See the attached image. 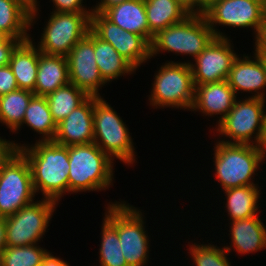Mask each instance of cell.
<instances>
[{
	"mask_svg": "<svg viewBox=\"0 0 266 266\" xmlns=\"http://www.w3.org/2000/svg\"><path fill=\"white\" fill-rule=\"evenodd\" d=\"M28 147L20 145L18 150L30 165L35 194L40 190L44 199L58 202L68 192L69 146L38 141Z\"/></svg>",
	"mask_w": 266,
	"mask_h": 266,
	"instance_id": "obj_1",
	"label": "cell"
},
{
	"mask_svg": "<svg viewBox=\"0 0 266 266\" xmlns=\"http://www.w3.org/2000/svg\"><path fill=\"white\" fill-rule=\"evenodd\" d=\"M112 161L95 143L69 146L68 192L108 188L114 174Z\"/></svg>",
	"mask_w": 266,
	"mask_h": 266,
	"instance_id": "obj_2",
	"label": "cell"
},
{
	"mask_svg": "<svg viewBox=\"0 0 266 266\" xmlns=\"http://www.w3.org/2000/svg\"><path fill=\"white\" fill-rule=\"evenodd\" d=\"M214 149L215 175L223 190L255 185L251 178L266 155L261 146L219 141Z\"/></svg>",
	"mask_w": 266,
	"mask_h": 266,
	"instance_id": "obj_3",
	"label": "cell"
},
{
	"mask_svg": "<svg viewBox=\"0 0 266 266\" xmlns=\"http://www.w3.org/2000/svg\"><path fill=\"white\" fill-rule=\"evenodd\" d=\"M215 38L204 15L190 14L159 31L151 42V58L158 52L189 54L195 59Z\"/></svg>",
	"mask_w": 266,
	"mask_h": 266,
	"instance_id": "obj_4",
	"label": "cell"
},
{
	"mask_svg": "<svg viewBox=\"0 0 266 266\" xmlns=\"http://www.w3.org/2000/svg\"><path fill=\"white\" fill-rule=\"evenodd\" d=\"M93 128V143L112 160L115 156L125 164L135 162V149L127 126L101 96H93Z\"/></svg>",
	"mask_w": 266,
	"mask_h": 266,
	"instance_id": "obj_5",
	"label": "cell"
},
{
	"mask_svg": "<svg viewBox=\"0 0 266 266\" xmlns=\"http://www.w3.org/2000/svg\"><path fill=\"white\" fill-rule=\"evenodd\" d=\"M107 210L104 218L117 230L127 265L145 266L149 241L141 211L124 202L109 204Z\"/></svg>",
	"mask_w": 266,
	"mask_h": 266,
	"instance_id": "obj_6",
	"label": "cell"
},
{
	"mask_svg": "<svg viewBox=\"0 0 266 266\" xmlns=\"http://www.w3.org/2000/svg\"><path fill=\"white\" fill-rule=\"evenodd\" d=\"M150 103L156 107L191 109L194 103L195 85L190 62H168L155 74Z\"/></svg>",
	"mask_w": 266,
	"mask_h": 266,
	"instance_id": "obj_7",
	"label": "cell"
},
{
	"mask_svg": "<svg viewBox=\"0 0 266 266\" xmlns=\"http://www.w3.org/2000/svg\"><path fill=\"white\" fill-rule=\"evenodd\" d=\"M34 196L30 165L17 150L0 168V216L17 213L33 202Z\"/></svg>",
	"mask_w": 266,
	"mask_h": 266,
	"instance_id": "obj_8",
	"label": "cell"
},
{
	"mask_svg": "<svg viewBox=\"0 0 266 266\" xmlns=\"http://www.w3.org/2000/svg\"><path fill=\"white\" fill-rule=\"evenodd\" d=\"M264 103V99L256 97H248L242 101L235 100L230 112L218 122L217 129L220 135L229 137L233 142L231 140L221 142L248 145L252 143L261 146L266 115L263 109ZM253 134H256L255 143L251 141Z\"/></svg>",
	"mask_w": 266,
	"mask_h": 266,
	"instance_id": "obj_9",
	"label": "cell"
},
{
	"mask_svg": "<svg viewBox=\"0 0 266 266\" xmlns=\"http://www.w3.org/2000/svg\"><path fill=\"white\" fill-rule=\"evenodd\" d=\"M91 15L92 13L52 12L37 49L45 54L66 57L90 31Z\"/></svg>",
	"mask_w": 266,
	"mask_h": 266,
	"instance_id": "obj_10",
	"label": "cell"
},
{
	"mask_svg": "<svg viewBox=\"0 0 266 266\" xmlns=\"http://www.w3.org/2000/svg\"><path fill=\"white\" fill-rule=\"evenodd\" d=\"M55 205V201L43 198L5 217L6 247L35 245L46 232Z\"/></svg>",
	"mask_w": 266,
	"mask_h": 266,
	"instance_id": "obj_11",
	"label": "cell"
},
{
	"mask_svg": "<svg viewBox=\"0 0 266 266\" xmlns=\"http://www.w3.org/2000/svg\"><path fill=\"white\" fill-rule=\"evenodd\" d=\"M204 16L215 37L226 38L222 32L215 29L216 24L239 28L252 27L257 35L266 24V0H219Z\"/></svg>",
	"mask_w": 266,
	"mask_h": 266,
	"instance_id": "obj_12",
	"label": "cell"
},
{
	"mask_svg": "<svg viewBox=\"0 0 266 266\" xmlns=\"http://www.w3.org/2000/svg\"><path fill=\"white\" fill-rule=\"evenodd\" d=\"M91 30L110 43L135 69L151 58V44L143 36L123 30L102 13H92Z\"/></svg>",
	"mask_w": 266,
	"mask_h": 266,
	"instance_id": "obj_13",
	"label": "cell"
},
{
	"mask_svg": "<svg viewBox=\"0 0 266 266\" xmlns=\"http://www.w3.org/2000/svg\"><path fill=\"white\" fill-rule=\"evenodd\" d=\"M70 83L89 96L99 97L98 88L107 82L102 78L94 53V32L90 29L66 56Z\"/></svg>",
	"mask_w": 266,
	"mask_h": 266,
	"instance_id": "obj_14",
	"label": "cell"
},
{
	"mask_svg": "<svg viewBox=\"0 0 266 266\" xmlns=\"http://www.w3.org/2000/svg\"><path fill=\"white\" fill-rule=\"evenodd\" d=\"M228 37H215L210 44L190 63L194 85L227 80L231 66L238 56L233 52Z\"/></svg>",
	"mask_w": 266,
	"mask_h": 266,
	"instance_id": "obj_15",
	"label": "cell"
},
{
	"mask_svg": "<svg viewBox=\"0 0 266 266\" xmlns=\"http://www.w3.org/2000/svg\"><path fill=\"white\" fill-rule=\"evenodd\" d=\"M94 141L93 96H89L57 124L53 142L62 146L89 144Z\"/></svg>",
	"mask_w": 266,
	"mask_h": 266,
	"instance_id": "obj_16",
	"label": "cell"
},
{
	"mask_svg": "<svg viewBox=\"0 0 266 266\" xmlns=\"http://www.w3.org/2000/svg\"><path fill=\"white\" fill-rule=\"evenodd\" d=\"M255 60H250V57L243 56L240 59L238 56L232 63L231 70L227 77V82L237 96V91L256 92L251 96L264 99L263 92L259 90L266 87V66L265 60L260 58L256 53ZM258 91V92H257Z\"/></svg>",
	"mask_w": 266,
	"mask_h": 266,
	"instance_id": "obj_17",
	"label": "cell"
},
{
	"mask_svg": "<svg viewBox=\"0 0 266 266\" xmlns=\"http://www.w3.org/2000/svg\"><path fill=\"white\" fill-rule=\"evenodd\" d=\"M235 100L236 95L227 80L196 85L191 110L199 109L209 116L220 114V122L230 112Z\"/></svg>",
	"mask_w": 266,
	"mask_h": 266,
	"instance_id": "obj_18",
	"label": "cell"
},
{
	"mask_svg": "<svg viewBox=\"0 0 266 266\" xmlns=\"http://www.w3.org/2000/svg\"><path fill=\"white\" fill-rule=\"evenodd\" d=\"M68 83L70 79L67 58L40 51L34 95L46 97Z\"/></svg>",
	"mask_w": 266,
	"mask_h": 266,
	"instance_id": "obj_19",
	"label": "cell"
},
{
	"mask_svg": "<svg viewBox=\"0 0 266 266\" xmlns=\"http://www.w3.org/2000/svg\"><path fill=\"white\" fill-rule=\"evenodd\" d=\"M31 39L20 42L13 50L9 62L19 89L34 91L40 50Z\"/></svg>",
	"mask_w": 266,
	"mask_h": 266,
	"instance_id": "obj_20",
	"label": "cell"
},
{
	"mask_svg": "<svg viewBox=\"0 0 266 266\" xmlns=\"http://www.w3.org/2000/svg\"><path fill=\"white\" fill-rule=\"evenodd\" d=\"M103 15L125 31L143 36L149 42V25L144 0H128L108 8Z\"/></svg>",
	"mask_w": 266,
	"mask_h": 266,
	"instance_id": "obj_21",
	"label": "cell"
},
{
	"mask_svg": "<svg viewBox=\"0 0 266 266\" xmlns=\"http://www.w3.org/2000/svg\"><path fill=\"white\" fill-rule=\"evenodd\" d=\"M266 226L260 217L232 220L231 240L234 249L241 254L252 253L266 247Z\"/></svg>",
	"mask_w": 266,
	"mask_h": 266,
	"instance_id": "obj_22",
	"label": "cell"
},
{
	"mask_svg": "<svg viewBox=\"0 0 266 266\" xmlns=\"http://www.w3.org/2000/svg\"><path fill=\"white\" fill-rule=\"evenodd\" d=\"M149 25V43L161 30L181 22L190 14L178 0H144Z\"/></svg>",
	"mask_w": 266,
	"mask_h": 266,
	"instance_id": "obj_23",
	"label": "cell"
},
{
	"mask_svg": "<svg viewBox=\"0 0 266 266\" xmlns=\"http://www.w3.org/2000/svg\"><path fill=\"white\" fill-rule=\"evenodd\" d=\"M94 53L100 74L106 82L136 70L110 43L100 39L95 33Z\"/></svg>",
	"mask_w": 266,
	"mask_h": 266,
	"instance_id": "obj_24",
	"label": "cell"
},
{
	"mask_svg": "<svg viewBox=\"0 0 266 266\" xmlns=\"http://www.w3.org/2000/svg\"><path fill=\"white\" fill-rule=\"evenodd\" d=\"M30 14L17 2L0 0V35L21 42L30 39Z\"/></svg>",
	"mask_w": 266,
	"mask_h": 266,
	"instance_id": "obj_25",
	"label": "cell"
},
{
	"mask_svg": "<svg viewBox=\"0 0 266 266\" xmlns=\"http://www.w3.org/2000/svg\"><path fill=\"white\" fill-rule=\"evenodd\" d=\"M257 185H248L226 189L227 195L226 210L230 220L246 219L255 217L258 210V199L260 193Z\"/></svg>",
	"mask_w": 266,
	"mask_h": 266,
	"instance_id": "obj_26",
	"label": "cell"
},
{
	"mask_svg": "<svg viewBox=\"0 0 266 266\" xmlns=\"http://www.w3.org/2000/svg\"><path fill=\"white\" fill-rule=\"evenodd\" d=\"M89 95L72 83L56 89L46 96V100L56 125L80 106Z\"/></svg>",
	"mask_w": 266,
	"mask_h": 266,
	"instance_id": "obj_27",
	"label": "cell"
},
{
	"mask_svg": "<svg viewBox=\"0 0 266 266\" xmlns=\"http://www.w3.org/2000/svg\"><path fill=\"white\" fill-rule=\"evenodd\" d=\"M34 92L17 89L0 96V122L13 132L20 129L25 111L34 97Z\"/></svg>",
	"mask_w": 266,
	"mask_h": 266,
	"instance_id": "obj_28",
	"label": "cell"
},
{
	"mask_svg": "<svg viewBox=\"0 0 266 266\" xmlns=\"http://www.w3.org/2000/svg\"><path fill=\"white\" fill-rule=\"evenodd\" d=\"M27 124L32 130L42 134L39 141H53L57 125L54 122L46 97L34 96L25 111L22 124Z\"/></svg>",
	"mask_w": 266,
	"mask_h": 266,
	"instance_id": "obj_29",
	"label": "cell"
},
{
	"mask_svg": "<svg viewBox=\"0 0 266 266\" xmlns=\"http://www.w3.org/2000/svg\"><path fill=\"white\" fill-rule=\"evenodd\" d=\"M48 253L36 245L6 247L0 254V266H42Z\"/></svg>",
	"mask_w": 266,
	"mask_h": 266,
	"instance_id": "obj_30",
	"label": "cell"
},
{
	"mask_svg": "<svg viewBox=\"0 0 266 266\" xmlns=\"http://www.w3.org/2000/svg\"><path fill=\"white\" fill-rule=\"evenodd\" d=\"M100 247L101 266H128L123 256L117 230L104 218Z\"/></svg>",
	"mask_w": 266,
	"mask_h": 266,
	"instance_id": "obj_31",
	"label": "cell"
},
{
	"mask_svg": "<svg viewBox=\"0 0 266 266\" xmlns=\"http://www.w3.org/2000/svg\"><path fill=\"white\" fill-rule=\"evenodd\" d=\"M230 250V246L220 249L211 244L196 245L195 243L189 248L196 266H230L226 256Z\"/></svg>",
	"mask_w": 266,
	"mask_h": 266,
	"instance_id": "obj_32",
	"label": "cell"
},
{
	"mask_svg": "<svg viewBox=\"0 0 266 266\" xmlns=\"http://www.w3.org/2000/svg\"><path fill=\"white\" fill-rule=\"evenodd\" d=\"M19 89L9 65L0 67V96Z\"/></svg>",
	"mask_w": 266,
	"mask_h": 266,
	"instance_id": "obj_33",
	"label": "cell"
},
{
	"mask_svg": "<svg viewBox=\"0 0 266 266\" xmlns=\"http://www.w3.org/2000/svg\"><path fill=\"white\" fill-rule=\"evenodd\" d=\"M55 6L53 12H60V13H93V10L88 12L82 6L83 0H52Z\"/></svg>",
	"mask_w": 266,
	"mask_h": 266,
	"instance_id": "obj_34",
	"label": "cell"
},
{
	"mask_svg": "<svg viewBox=\"0 0 266 266\" xmlns=\"http://www.w3.org/2000/svg\"><path fill=\"white\" fill-rule=\"evenodd\" d=\"M20 42L12 37L0 38V67L9 65L11 54Z\"/></svg>",
	"mask_w": 266,
	"mask_h": 266,
	"instance_id": "obj_35",
	"label": "cell"
},
{
	"mask_svg": "<svg viewBox=\"0 0 266 266\" xmlns=\"http://www.w3.org/2000/svg\"><path fill=\"white\" fill-rule=\"evenodd\" d=\"M18 144L0 137V168L10 158V156L18 150Z\"/></svg>",
	"mask_w": 266,
	"mask_h": 266,
	"instance_id": "obj_36",
	"label": "cell"
},
{
	"mask_svg": "<svg viewBox=\"0 0 266 266\" xmlns=\"http://www.w3.org/2000/svg\"><path fill=\"white\" fill-rule=\"evenodd\" d=\"M255 53L266 60V24L259 30L255 36Z\"/></svg>",
	"mask_w": 266,
	"mask_h": 266,
	"instance_id": "obj_37",
	"label": "cell"
},
{
	"mask_svg": "<svg viewBox=\"0 0 266 266\" xmlns=\"http://www.w3.org/2000/svg\"><path fill=\"white\" fill-rule=\"evenodd\" d=\"M124 1L128 0H101V2L93 9V12L103 14L108 8L118 5Z\"/></svg>",
	"mask_w": 266,
	"mask_h": 266,
	"instance_id": "obj_38",
	"label": "cell"
},
{
	"mask_svg": "<svg viewBox=\"0 0 266 266\" xmlns=\"http://www.w3.org/2000/svg\"><path fill=\"white\" fill-rule=\"evenodd\" d=\"M42 266H69L67 262H64V260H61L58 257H54L49 252L48 255L44 258Z\"/></svg>",
	"mask_w": 266,
	"mask_h": 266,
	"instance_id": "obj_39",
	"label": "cell"
},
{
	"mask_svg": "<svg viewBox=\"0 0 266 266\" xmlns=\"http://www.w3.org/2000/svg\"><path fill=\"white\" fill-rule=\"evenodd\" d=\"M178 2L187 10L189 14H198V0H178Z\"/></svg>",
	"mask_w": 266,
	"mask_h": 266,
	"instance_id": "obj_40",
	"label": "cell"
},
{
	"mask_svg": "<svg viewBox=\"0 0 266 266\" xmlns=\"http://www.w3.org/2000/svg\"><path fill=\"white\" fill-rule=\"evenodd\" d=\"M6 248V221L0 216V254Z\"/></svg>",
	"mask_w": 266,
	"mask_h": 266,
	"instance_id": "obj_41",
	"label": "cell"
},
{
	"mask_svg": "<svg viewBox=\"0 0 266 266\" xmlns=\"http://www.w3.org/2000/svg\"><path fill=\"white\" fill-rule=\"evenodd\" d=\"M219 0H198V15H204Z\"/></svg>",
	"mask_w": 266,
	"mask_h": 266,
	"instance_id": "obj_42",
	"label": "cell"
},
{
	"mask_svg": "<svg viewBox=\"0 0 266 266\" xmlns=\"http://www.w3.org/2000/svg\"><path fill=\"white\" fill-rule=\"evenodd\" d=\"M10 1L19 3L29 14H31L34 10L33 0H10Z\"/></svg>",
	"mask_w": 266,
	"mask_h": 266,
	"instance_id": "obj_43",
	"label": "cell"
},
{
	"mask_svg": "<svg viewBox=\"0 0 266 266\" xmlns=\"http://www.w3.org/2000/svg\"><path fill=\"white\" fill-rule=\"evenodd\" d=\"M34 1V10L33 12L30 14V26H32L33 20L36 18L35 15H37V11H38V5H37V0H33Z\"/></svg>",
	"mask_w": 266,
	"mask_h": 266,
	"instance_id": "obj_44",
	"label": "cell"
},
{
	"mask_svg": "<svg viewBox=\"0 0 266 266\" xmlns=\"http://www.w3.org/2000/svg\"><path fill=\"white\" fill-rule=\"evenodd\" d=\"M261 147L266 152V115H265L264 133L262 137Z\"/></svg>",
	"mask_w": 266,
	"mask_h": 266,
	"instance_id": "obj_45",
	"label": "cell"
}]
</instances>
